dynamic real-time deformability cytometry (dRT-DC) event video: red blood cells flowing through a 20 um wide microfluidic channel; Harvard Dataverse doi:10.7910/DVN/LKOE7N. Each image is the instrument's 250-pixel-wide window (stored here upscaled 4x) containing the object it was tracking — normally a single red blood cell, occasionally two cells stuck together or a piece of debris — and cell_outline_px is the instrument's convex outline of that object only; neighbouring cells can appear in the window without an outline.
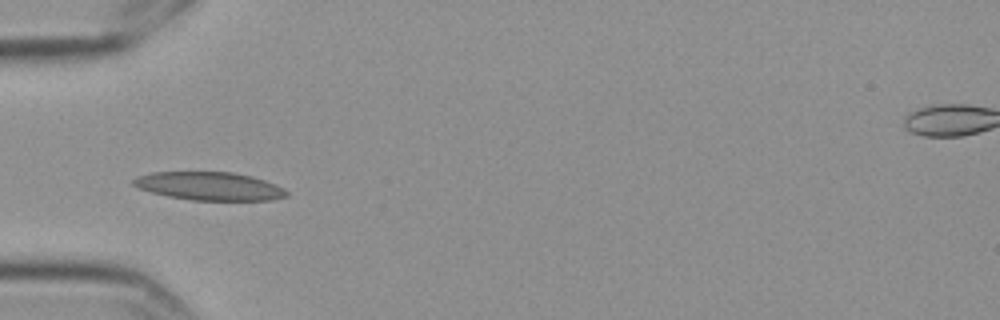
{"species": "Egyptian fruit bat (a non-hibernating species)", "species_latin": "Rousettus aegyptiacus", "temperature_condition": "cold", "stored_images_in_passage": 13, "camera_frame_rate_fps": 3000, "um_per_image_px": 0.085, "frame": {"image": 1, "passage_image": 3, "time_ms": 0.667, "image_size_px": [1000, 320], "cell_outline_px": [[288, 196], [272, 200], [192, 200], [168, 196], [136, 188], [132, 184], [132, 180], [136, 176], [152, 172], [232, 172], [252, 176], [276, 184], [284, 188], [288, 192]], "centroid_in_image_um": [17.79, 15.82], "position_along_channel_um": 67.2, "area_um2": 25.32}}
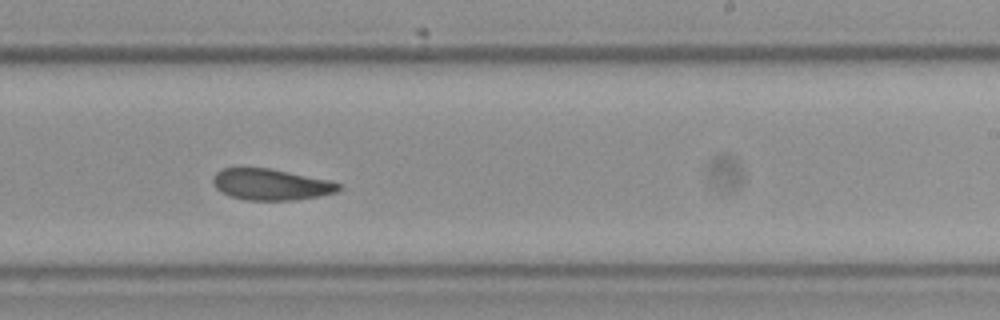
{"frame": {"image": 2, "passage_image": 8, "time_ms": 2.333, "image_size_px": [1000, 320], "cell_outline_px": [[344, 188], [336, 192], [296, 200], [244, 200], [228, 196], [220, 192], [212, 184], [212, 176], [220, 168], [268, 168], [328, 180], [340, 184]], "centroid_in_image_um": [22.96, 15.69], "position_along_channel_um": 266.0, "area_um2": 22.95}}
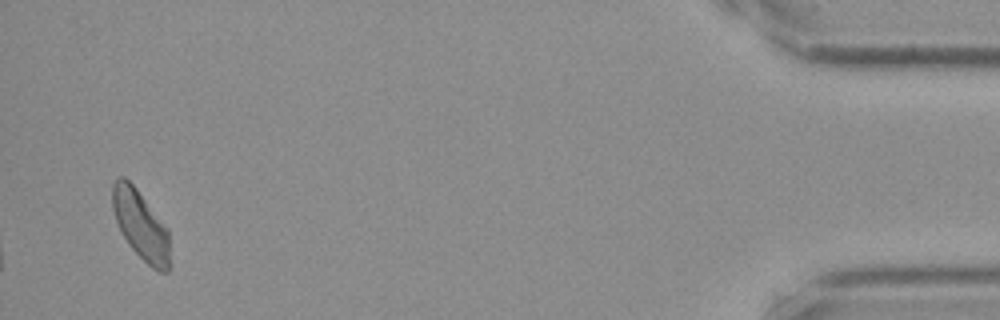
{"frame": {"image": 3, "passage_image": 13, "time_ms": 4.0, "image_size_px": [1000, 320], "cell_outline_px": [[168, 272], [160, 272], [152, 268], [128, 244], [120, 232], [112, 208], [112, 184], [120, 176], [124, 176], [136, 188], [168, 228]], "centroid_in_image_um": [11.93, 19.1], "position_along_channel_um": 423.3, "area_um2": 22.83}}